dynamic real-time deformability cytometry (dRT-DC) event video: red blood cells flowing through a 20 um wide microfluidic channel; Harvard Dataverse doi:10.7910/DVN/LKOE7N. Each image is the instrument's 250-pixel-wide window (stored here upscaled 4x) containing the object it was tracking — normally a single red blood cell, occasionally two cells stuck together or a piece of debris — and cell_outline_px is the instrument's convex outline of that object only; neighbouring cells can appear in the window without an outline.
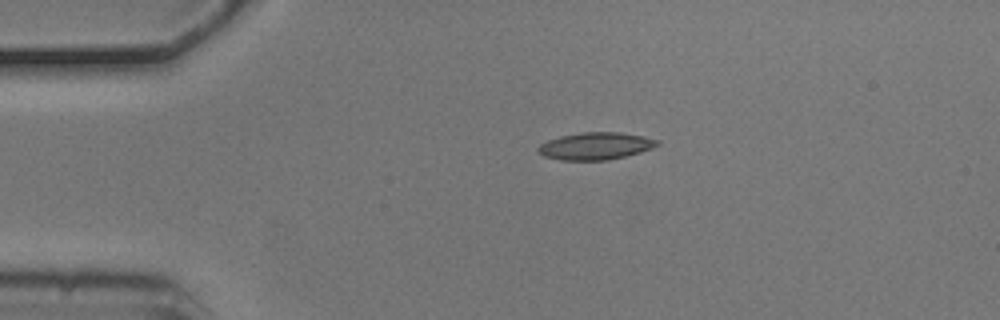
{"species": "common noctule bat (a hibernating species)", "species_latin": "Nyctalus noctula", "temperature_condition": "cold", "stored_images_in_passage": 3, "camera_frame_rate_fps": 3000, "um_per_image_px": 0.085, "animal": {"sex": "male", "body_mass_g": 20.5, "forearm_length_mm": 52.5}, "frame": {"image": 1, "passage_image": 1, "time_ms": 0.0, "image_size_px": [1000, 320], "cell_outline_px": [[660, 144], [652, 148], [640, 152], [608, 160], [560, 160], [544, 156], [536, 148], [540, 144], [548, 140], [560, 136], [580, 132], [620, 132], [644, 136], [660, 140]], "centroid_in_image_um": [50.64, 12.4], "position_along_channel_um": 34.4, "area_um2": 18.96}}
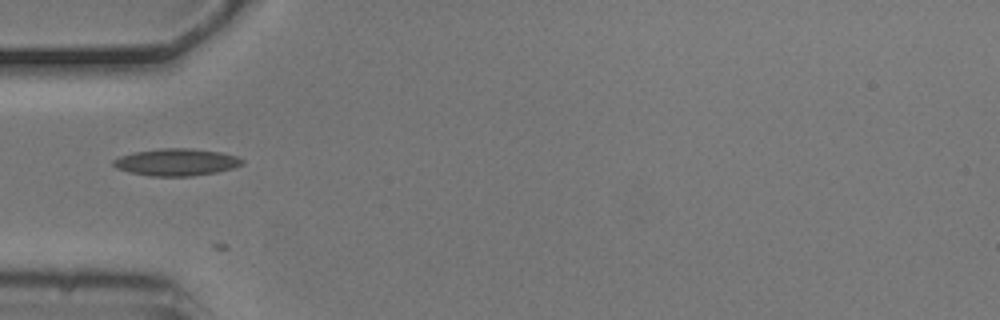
{"frame": {"image": 2, "passage_image": 3, "time_ms": 0.667, "image_size_px": [1000, 320], "cell_outline_px": [[244, 164], [232, 168], [216, 172], [192, 176], [148, 176], [128, 172], [116, 168], [112, 164], [112, 160], [120, 156], [132, 152], [160, 148], [192, 148], [220, 152], [236, 156], [244, 160]], "centroid_in_image_um": [14.96, 13.78], "position_along_channel_um": 70.0, "area_um2": 20.52}}